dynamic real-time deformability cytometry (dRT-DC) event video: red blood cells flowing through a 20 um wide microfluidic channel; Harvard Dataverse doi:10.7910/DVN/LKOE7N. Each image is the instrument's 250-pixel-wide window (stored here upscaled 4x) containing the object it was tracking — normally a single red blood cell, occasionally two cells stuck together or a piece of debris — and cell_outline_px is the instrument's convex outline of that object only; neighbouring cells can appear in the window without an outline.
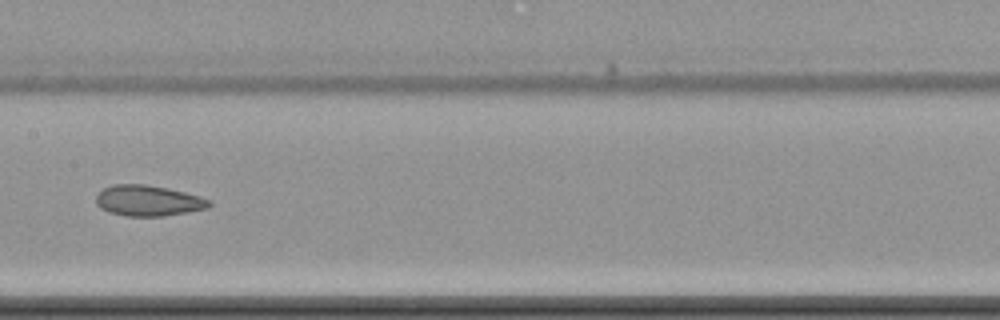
{"species": "common noctule bat (a hibernating species)", "species_latin": "Nyctalus noctula", "temperature_condition": "cold", "stored_images_in_passage": 10, "camera_frame_rate_fps": 3000, "um_per_image_px": 0.085, "animal": {"sex": "female", "body_mass_g": 22.7, "forearm_length_mm": 54.2}, "frame": {"image": 1, "passage_image": 9, "time_ms": 11.0, "image_size_px": [1000, 320], "cell_outline_px": [[212, 204], [208, 208], [188, 212], [160, 216], [124, 216], [108, 212], [100, 208], [96, 204], [96, 196], [104, 188], [112, 184], [144, 184], [168, 188], [200, 196], [208, 200]], "centroid_in_image_um": [12.57, 17.06], "position_along_channel_um": 194.8, "area_um2": 20.29}}
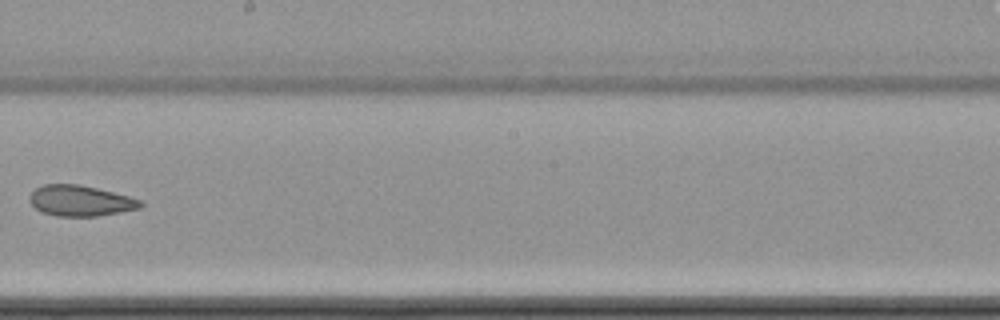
{"frame": {"image": 2, "passage_image": 10, "time_ms": 12.333, "image_size_px": [1000, 320], "cell_outline_px": [[144, 204], [140, 208], [120, 212], [96, 216], [56, 216], [44, 212], [36, 208], [28, 200], [28, 196], [36, 188], [44, 184], [80, 184], [128, 196], [140, 200]], "centroid_in_image_um": [6.81, 17.06], "position_along_channel_um": 241.4, "area_um2": 19.71}}